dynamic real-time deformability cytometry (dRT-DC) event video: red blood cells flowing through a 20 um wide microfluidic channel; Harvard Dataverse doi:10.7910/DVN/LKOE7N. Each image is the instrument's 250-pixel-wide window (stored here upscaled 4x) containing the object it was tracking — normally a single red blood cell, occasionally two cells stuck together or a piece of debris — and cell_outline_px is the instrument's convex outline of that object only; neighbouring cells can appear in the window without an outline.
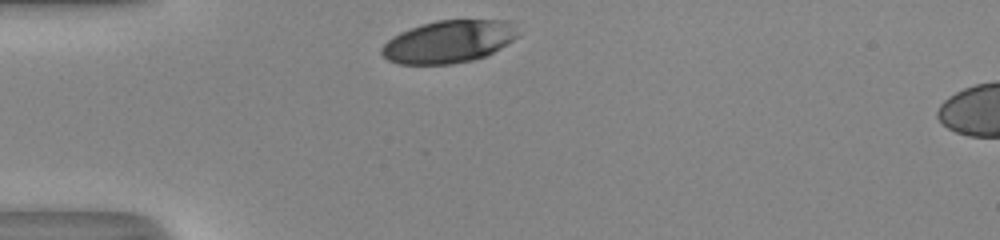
{"species": "human", "species_latin": "Homo sapiens", "temperature_condition": "room temperature", "stored_images_in_passage": 28, "camera_frame_rate_fps": 3000, "um_per_image_px": 0.085, "donor": {"sex": "male"}, "frame": {"image": 1, "passage_image": 1, "time_ms": 0.0, "image_size_px": [1000, 240], "cell_outline_px": [[520, 36], [488, 56], [472, 60], [452, 64], [400, 64], [388, 60], [380, 52], [380, 48], [392, 36], [400, 32], [420, 24], [436, 20], [508, 20], [512, 24]], "centroid_in_image_um": [38.14, 3.54], "position_along_channel_um": 46.9, "area_um2": 33.99}}
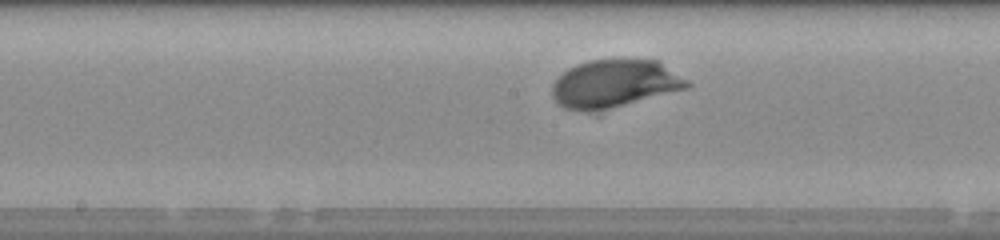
{"frame": {"image": 2, "passage_image": 14, "time_ms": 4.333, "image_size_px": [1000, 240], "cell_outline_px": [[692, 84], [688, 88], [608, 108], [588, 112], [584, 112], [564, 108], [552, 96], [552, 84], [568, 68], [576, 64], [588, 60], [660, 60], [688, 80]], "centroid_in_image_um": [52.24, 7.1], "position_along_channel_um": 196.0, "area_um2": 37.28}}
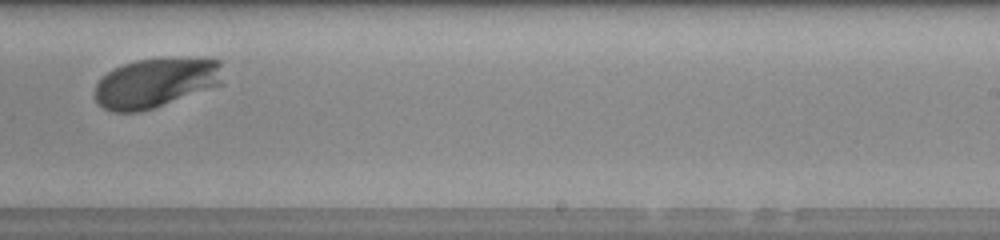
{"frame": {"image": 3, "passage_image": 20, "time_ms": 6.333, "image_size_px": [1000, 240], "cell_outline_px": [[224, 84], [140, 112], [112, 112], [104, 108], [96, 100], [96, 84], [108, 72], [124, 64], [136, 60], [168, 56], [176, 56], [220, 60]], "centroid_in_image_um": [13.3, 7.0], "position_along_channel_um": 275.7, "area_um2": 37.34}, "authors_computed_cell_mechanics": {"area_um2": 36.4718, "velocity_mm_per_s": 4.0035, "shape_relaxation_time_tau1_ms": 1.8822, "shape_relaxation_time_tau2_ms": null, "deformation_change_tau1": 0.1495, "deformation_change_tau2": null}}